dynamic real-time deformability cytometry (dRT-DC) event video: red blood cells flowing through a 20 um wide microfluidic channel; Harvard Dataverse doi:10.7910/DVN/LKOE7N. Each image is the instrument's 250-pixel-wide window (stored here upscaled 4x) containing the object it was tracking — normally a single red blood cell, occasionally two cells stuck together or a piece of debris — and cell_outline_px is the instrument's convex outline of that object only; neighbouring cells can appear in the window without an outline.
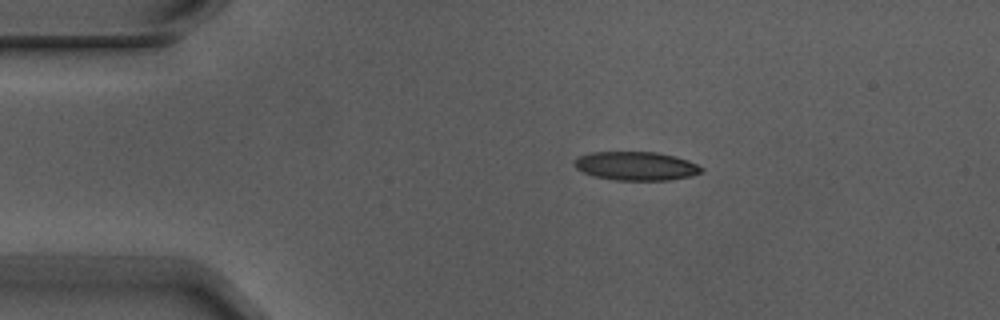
{"species": "Egyptian fruit bat (a non-hibernating species)", "species_latin": "Rousettus aegyptiacus", "temperature_condition": "warm", "stored_images_in_passage": 5, "camera_frame_rate_fps": 3000, "um_per_image_px": 0.085, "animal": {"sex": "male"}, "frame": {"image": 1, "passage_image": 1, "time_ms": 0.0, "image_size_px": [1000, 320], "cell_outline_px": [[704, 172], [692, 176], [668, 180], [616, 180], [596, 176], [584, 172], [576, 168], [572, 164], [572, 160], [580, 156], [592, 152], [656, 152], [676, 156], [688, 160], [704, 168]], "centroid_in_image_um": [54.09, 14.1], "position_along_channel_um": 30.9, "area_um2": 21.33}}
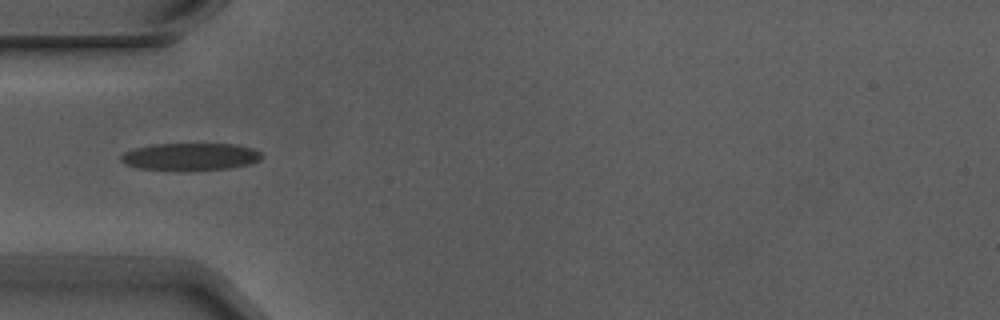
{"frame": {"image": 2, "passage_image": 3, "time_ms": 0.667, "image_size_px": [1000, 320], "cell_outline_px": [[264, 156], [260, 160], [248, 164], [232, 168], [136, 168], [124, 164], [120, 160], [120, 156], [124, 152], [136, 148], [152, 144], [232, 144], [252, 148], [260, 152]], "centroid_in_image_um": [16.18, 13.28], "position_along_channel_um": 68.8, "area_um2": 21.62}}
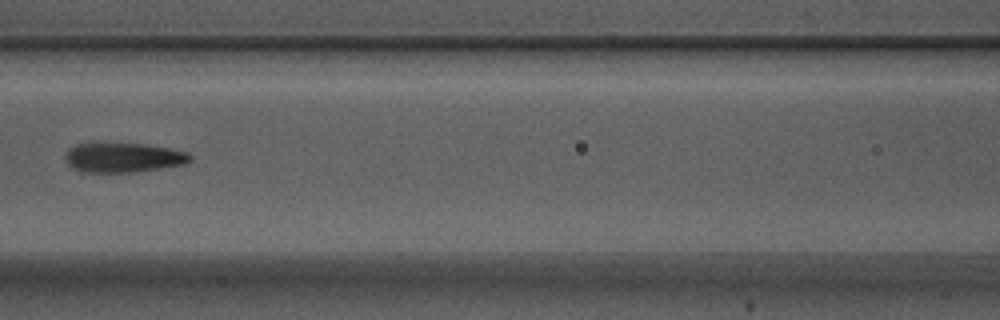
{"frame": {"image": 3, "passage_image": 5, "time_ms": 1.333, "image_size_px": [1000, 320], "cell_outline_px": [[192, 160], [184, 164], [160, 168], [132, 172], [80, 172], [72, 168], [68, 164], [64, 156], [76, 144], [144, 144], [168, 148], [188, 152], [192, 156]], "centroid_in_image_um": [10.5, 13.41], "position_along_channel_um": 156.1, "area_um2": 21.21}}